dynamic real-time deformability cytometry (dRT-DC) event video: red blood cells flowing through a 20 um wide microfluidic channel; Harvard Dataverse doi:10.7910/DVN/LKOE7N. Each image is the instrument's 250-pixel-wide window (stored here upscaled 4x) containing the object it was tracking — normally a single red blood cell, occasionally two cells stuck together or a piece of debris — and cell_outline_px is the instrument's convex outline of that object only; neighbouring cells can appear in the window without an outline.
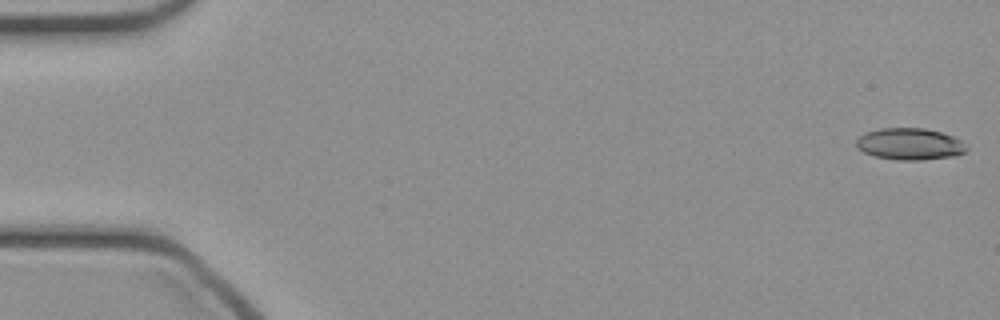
{"species": "common noctule bat (a hibernating species)", "species_latin": "Nyctalus noctula", "temperature_condition": "cold", "stored_images_in_passage": 47, "camera_frame_rate_fps": 3000, "um_per_image_px": 0.085, "animal": {"sex": "female", "body_mass_g": 21.9}, "frame": {"image": 1, "passage_image": 1, "time_ms": 0.0, "image_size_px": [1000, 320], "cell_outline_px": [[968, 148], [964, 152], [956, 156], [924, 160], [896, 160], [876, 156], [864, 152], [856, 148], [856, 140], [864, 132], [880, 128], [924, 128], [940, 132], [952, 136], [968, 144]], "centroid_in_image_um": [77.34, 12.24], "position_along_channel_um": 7.7, "area_um2": 20.58}}
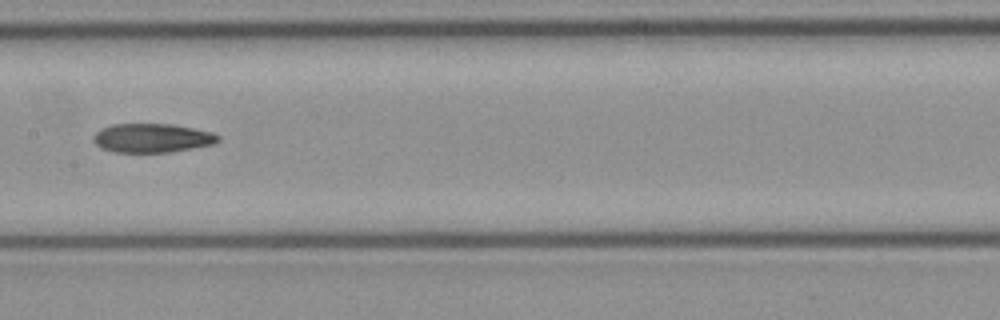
{"frame": {"image": 2, "passage_image": 24, "time_ms": 7.667, "image_size_px": [1000, 320], "cell_outline_px": [[220, 140], [216, 144], [168, 152], [112, 152], [100, 148], [92, 140], [92, 136], [100, 128], [112, 124], [172, 124], [212, 132], [220, 136]], "centroid_in_image_um": [12.9, 11.73], "position_along_channel_um": 194.5, "area_um2": 21.21}}
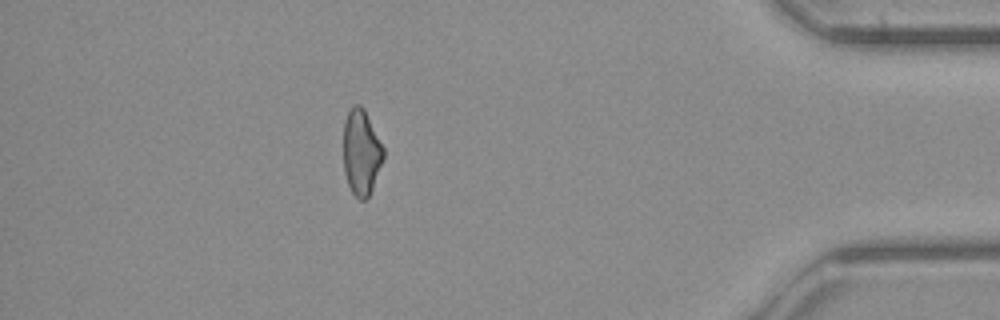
{"frame": {"image": 3, "passage_image": 42, "time_ms": 13.667, "image_size_px": [1000, 320], "cell_outline_px": [[384, 160], [368, 200], [360, 200], [352, 192], [348, 184], [344, 172], [344, 120], [352, 104], [360, 104], [364, 108], [384, 148]], "centroid_in_image_um": [30.72, 12.96], "position_along_channel_um": 404.5, "area_um2": 20.23}}